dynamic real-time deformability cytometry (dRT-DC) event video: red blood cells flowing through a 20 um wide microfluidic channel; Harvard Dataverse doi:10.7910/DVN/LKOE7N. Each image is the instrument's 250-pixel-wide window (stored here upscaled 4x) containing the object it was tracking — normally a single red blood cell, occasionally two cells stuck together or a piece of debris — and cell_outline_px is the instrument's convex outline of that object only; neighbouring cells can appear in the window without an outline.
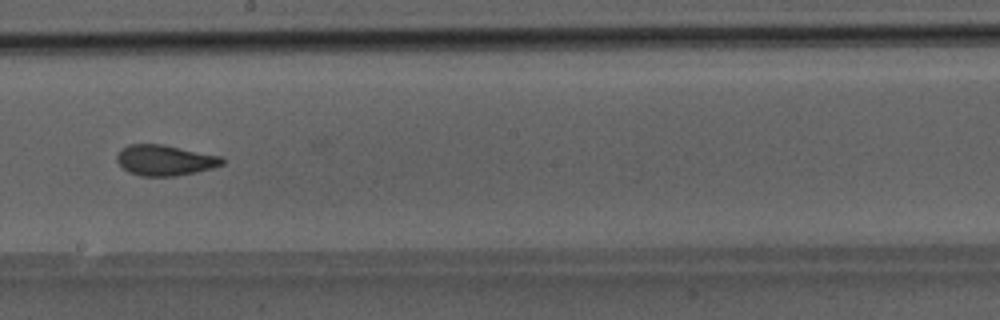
{"species": "Egyptian fruit bat (a non-hibernating species)", "species_latin": "Rousettus aegyptiacus", "temperature_condition": "room temperature", "stored_images_in_passage": 39, "camera_frame_rate_fps": 3000, "um_per_image_px": 0.085, "animal": {"sex": "male"}, "frame": {"image": 1, "passage_image": 27, "time_ms": 8.667, "image_size_px": [1000, 320], "cell_outline_px": [[224, 164], [212, 168], [196, 172], [172, 176], [140, 176], [128, 172], [116, 160], [116, 156], [120, 148], [128, 144], [164, 144], [220, 156], [224, 160]], "centroid_in_image_um": [13.99, 13.61], "position_along_channel_um": 234.2, "area_um2": 18.84}}